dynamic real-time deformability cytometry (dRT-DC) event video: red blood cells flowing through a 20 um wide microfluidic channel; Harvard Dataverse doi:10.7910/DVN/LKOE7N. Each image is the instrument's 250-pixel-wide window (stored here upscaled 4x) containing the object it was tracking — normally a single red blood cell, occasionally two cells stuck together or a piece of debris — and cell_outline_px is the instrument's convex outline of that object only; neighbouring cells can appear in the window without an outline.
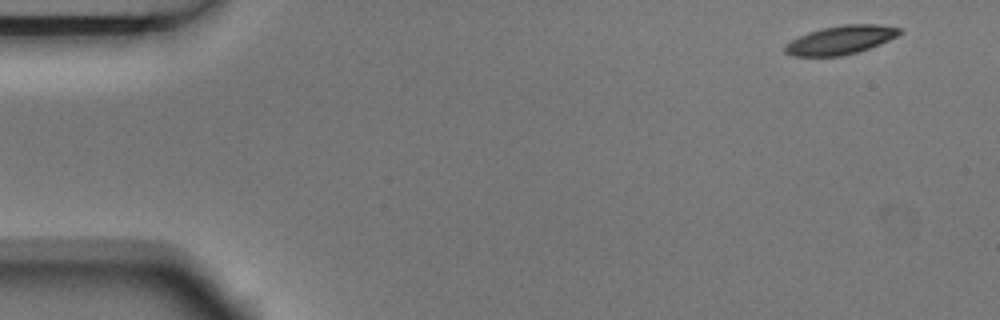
{"species": "Egyptian fruit bat (a non-hibernating species)", "species_latin": "Rousettus aegyptiacus", "temperature_condition": "room temperature", "stored_images_in_passage": 8, "camera_frame_rate_fps": 3000, "um_per_image_px": 0.085, "animal": {"sex": "male"}, "frame": {"image": 1, "passage_image": 1, "time_ms": 0.0, "image_size_px": [1000, 320], "cell_outline_px": [[904, 32], [888, 40], [868, 48], [844, 56], [792, 56], [784, 52], [784, 44], [808, 32], [824, 28], [844, 24], [880, 24], [904, 28]], "centroid_in_image_um": [71.47, 3.39], "position_along_channel_um": 13.5, "area_um2": 19.13}}
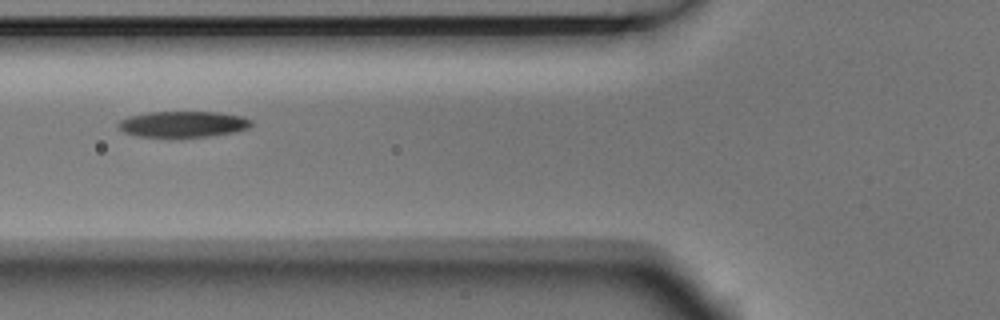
{"frame": {"image": 2, "passage_image": 6, "time_ms": 1.667, "image_size_px": [1000, 320], "cell_outline_px": [[252, 124], [248, 128], [232, 132], [208, 136], [136, 136], [124, 132], [116, 128], [116, 124], [120, 120], [128, 116], [148, 112], [216, 112], [240, 116], [252, 120]], "centroid_in_image_um": [15.49, 10.54], "position_along_channel_um": 110.3, "area_um2": 19.94}}
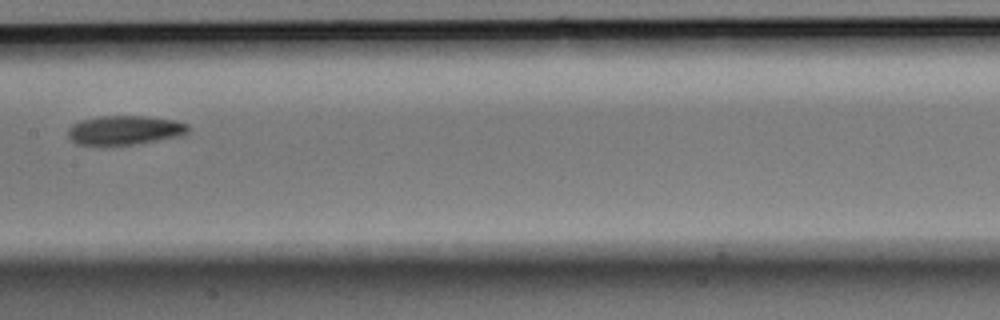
{"frame": {"image": 3, "passage_image": 8, "time_ms": 2.333, "image_size_px": [1000, 320], "cell_outline_px": [[188, 132], [156, 140], [132, 144], [76, 144], [68, 136], [68, 128], [72, 124], [80, 120], [100, 116], [148, 116], [176, 120], [188, 124]], "centroid_in_image_um": [10.55, 11.03], "position_along_channel_um": 196.8, "area_um2": 20.0}}